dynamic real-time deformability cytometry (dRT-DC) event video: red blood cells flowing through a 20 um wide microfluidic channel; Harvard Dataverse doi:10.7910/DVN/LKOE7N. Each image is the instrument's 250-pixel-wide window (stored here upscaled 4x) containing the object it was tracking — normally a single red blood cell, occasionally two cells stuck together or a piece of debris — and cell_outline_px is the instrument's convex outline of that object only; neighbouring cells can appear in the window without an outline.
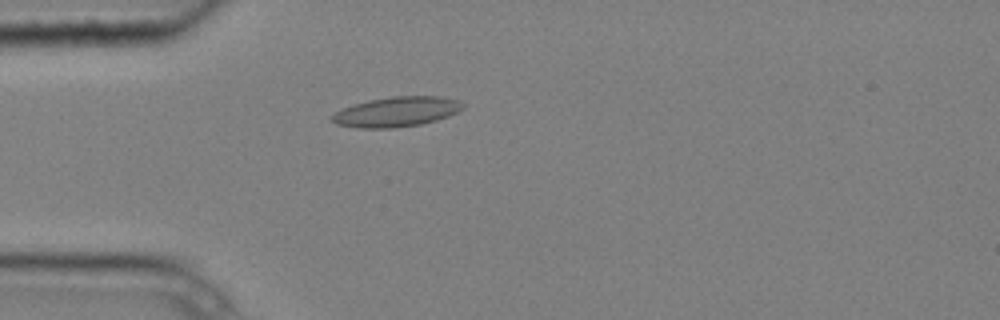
{"species": "common noctule bat (a hibernating species)", "species_latin": "Nyctalus noctula", "temperature_condition": "cold", "stored_images_in_passage": 2, "camera_frame_rate_fps": 3000, "um_per_image_px": 0.085, "animal": {"sex": "male", "body_mass_g": 20.4}, "frame": {"image": 1, "passage_image": 2, "time_ms": 0.333, "image_size_px": [1000, 320], "cell_outline_px": [[464, 108], [448, 116], [436, 120], [420, 124], [396, 128], [356, 128], [336, 124], [332, 120], [332, 116], [336, 112], [352, 104], [368, 100], [392, 96], [440, 96], [456, 100], [464, 104]], "centroid_in_image_um": [33.7, 9.5], "position_along_channel_um": 51.3, "area_um2": 22.77}}